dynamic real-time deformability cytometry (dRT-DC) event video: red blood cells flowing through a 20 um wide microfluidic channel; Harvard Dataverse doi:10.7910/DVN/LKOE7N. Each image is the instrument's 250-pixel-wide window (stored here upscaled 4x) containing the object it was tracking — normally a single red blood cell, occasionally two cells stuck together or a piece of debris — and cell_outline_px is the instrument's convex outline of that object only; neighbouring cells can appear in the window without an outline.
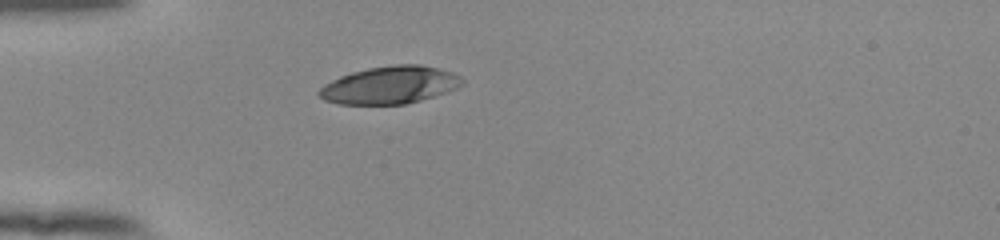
{"species": "human", "species_latin": "Homo sapiens", "temperature_condition": "room temperature", "stored_images_in_passage": 38, "camera_frame_rate_fps": 3000, "um_per_image_px": 0.085, "donor": {"sex": "female"}, "frame": {"image": 1, "passage_image": 1, "time_ms": 0.0, "image_size_px": [1000, 240], "cell_outline_px": [[464, 84], [456, 88], [420, 100], [404, 104], [340, 104], [324, 100], [316, 96], [316, 92], [324, 84], [340, 76], [352, 72], [368, 68], [396, 64], [420, 64], [452, 72], [460, 76], [464, 80]], "centroid_in_image_um": [33.1, 7.23], "position_along_channel_um": 51.9, "area_um2": 31.21}}
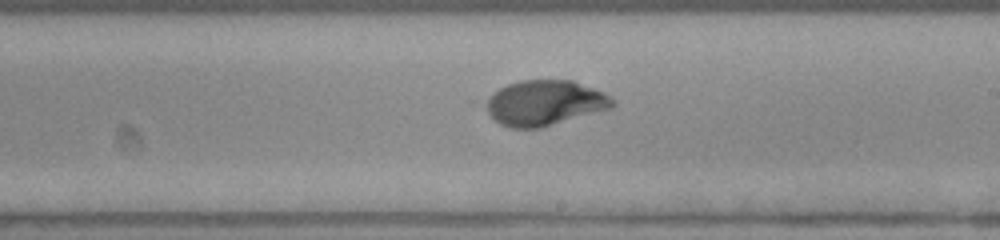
{"frame": {"image": 2, "passage_image": 17, "time_ms": 5.333, "image_size_px": [1000, 240], "cell_outline_px": [[616, 104], [612, 108], [540, 128], [512, 128], [500, 124], [488, 112], [484, 100], [500, 88], [508, 84], [520, 80], [572, 80], [604, 92], [616, 100]], "centroid_in_image_um": [46.33, 8.74], "position_along_channel_um": 242.7, "area_um2": 33.35}}
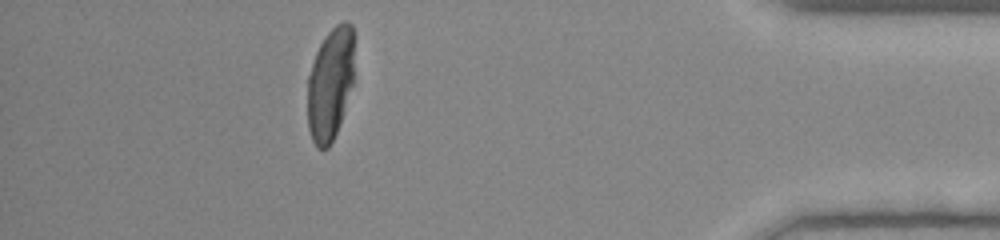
{"frame": {"image": 3, "passage_image": 33, "time_ms": 10.667, "image_size_px": [1000, 240], "cell_outline_px": [[356, 40], [352, 84], [340, 124], [328, 148], [316, 148], [312, 140], [308, 128], [308, 76], [316, 52], [324, 36], [336, 24], [344, 20], [352, 24], [356, 32]], "centroid_in_image_um": [28.11, 7.04], "position_along_channel_um": 407.1, "area_um2": 31.27}, "authors_computed_cell_mechanics": {"area_um2": 33.235, "velocity_mm_per_s": 3.8592, "shape_relaxation_time_tau1_ms": 2.0972, "shape_relaxation_time_tau2_ms": null, "deformation_change_tau1": 0.1808, "deformation_change_tau2": null}}